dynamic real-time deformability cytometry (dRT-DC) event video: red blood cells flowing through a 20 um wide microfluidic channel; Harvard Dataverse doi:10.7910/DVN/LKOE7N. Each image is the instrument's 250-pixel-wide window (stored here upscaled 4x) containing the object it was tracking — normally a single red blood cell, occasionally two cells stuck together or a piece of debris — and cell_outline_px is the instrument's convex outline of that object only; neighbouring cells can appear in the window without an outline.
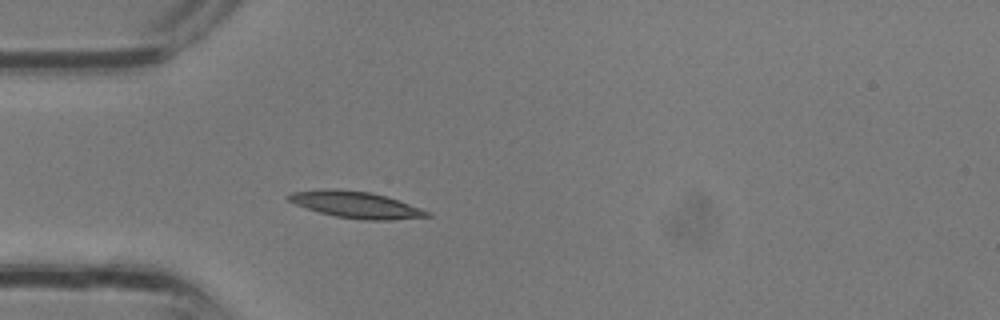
{"species": "common noctule bat (a hibernating species)", "species_latin": "Nyctalus noctula", "temperature_condition": "room temperature", "stored_images_in_passage": 7, "camera_frame_rate_fps": 3000, "um_per_image_px": 0.085, "animal": {"sex": "male", "body_mass_g": 13.3}, "frame": {"image": 1, "passage_image": 2, "time_ms": 0.333, "image_size_px": [1000, 320], "cell_outline_px": [[432, 216], [392, 220], [364, 220], [336, 216], [320, 212], [296, 204], [288, 200], [284, 196], [292, 192], [328, 188], [372, 192], [432, 212]], "centroid_in_image_um": [30.25, 17.4], "position_along_channel_um": 54.7, "area_um2": 21.21}}